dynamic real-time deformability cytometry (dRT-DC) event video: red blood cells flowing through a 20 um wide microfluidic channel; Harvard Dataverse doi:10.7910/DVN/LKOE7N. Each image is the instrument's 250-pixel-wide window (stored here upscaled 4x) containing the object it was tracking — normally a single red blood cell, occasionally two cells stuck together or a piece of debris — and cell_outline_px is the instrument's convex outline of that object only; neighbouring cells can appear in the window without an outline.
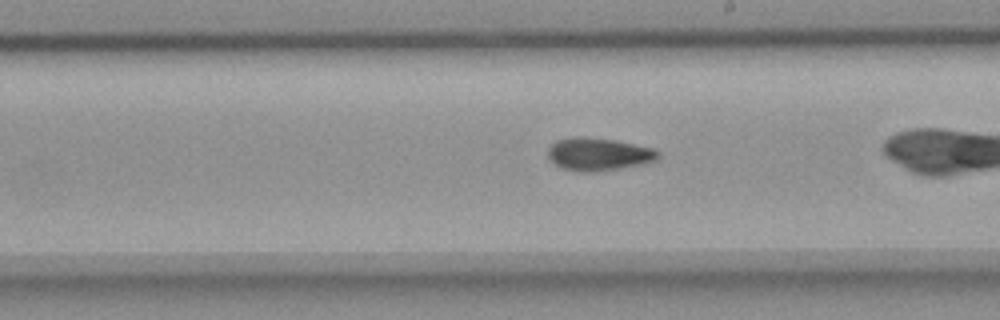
{"species": "common noctule bat (a hibernating species)", "species_latin": "Nyctalus noctula", "temperature_condition": "room temperature", "stored_images_in_passage": 39, "camera_frame_rate_fps": 3000, "um_per_image_px": 0.085, "animal": {"sex": "female", "body_mass_g": 18.4}, "frame": {"image": 1, "passage_image": 28, "time_ms": 9.0, "image_size_px": [1000, 320], "cell_outline_px": [[660, 156], [656, 160], [640, 164], [620, 168], [592, 172], [580, 172], [564, 168], [556, 164], [548, 156], [548, 148], [556, 140], [576, 136], [584, 136], [616, 140], [652, 148], [660, 152]], "centroid_in_image_um": [50.87, 13.09], "position_along_channel_um": 238.1, "area_um2": 20.92}}